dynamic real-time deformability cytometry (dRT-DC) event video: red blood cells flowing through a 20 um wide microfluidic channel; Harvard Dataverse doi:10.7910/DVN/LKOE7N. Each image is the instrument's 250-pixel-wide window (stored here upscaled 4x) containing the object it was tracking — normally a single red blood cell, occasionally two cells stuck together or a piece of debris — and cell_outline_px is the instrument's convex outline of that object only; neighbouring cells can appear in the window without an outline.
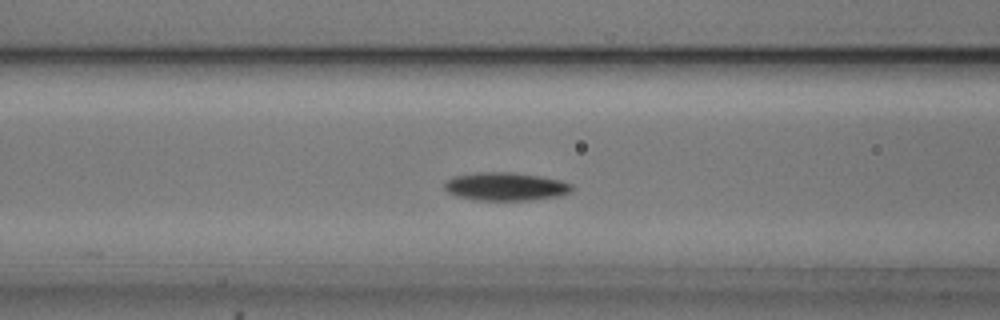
{"species": "common noctule bat (a hibernating species)", "species_latin": "Nyctalus noctula", "temperature_condition": "cold", "stored_images_in_passage": 25, "camera_frame_rate_fps": 3000, "um_per_image_px": 0.085, "animal": {"sex": "male", "body_mass_g": 20.5, "forearm_length_mm": 52.5}, "frame": {"image": 1, "passage_image": 11, "time_ms": 3.333, "image_size_px": [1000, 320], "cell_outline_px": [[572, 192], [560, 196], [528, 200], [476, 200], [456, 196], [448, 192], [444, 188], [444, 184], [452, 176], [476, 172], [512, 172], [540, 176], [560, 180], [572, 184]], "centroid_in_image_um": [42.97, 15.85], "position_along_channel_um": 123.6, "area_um2": 21.04}}
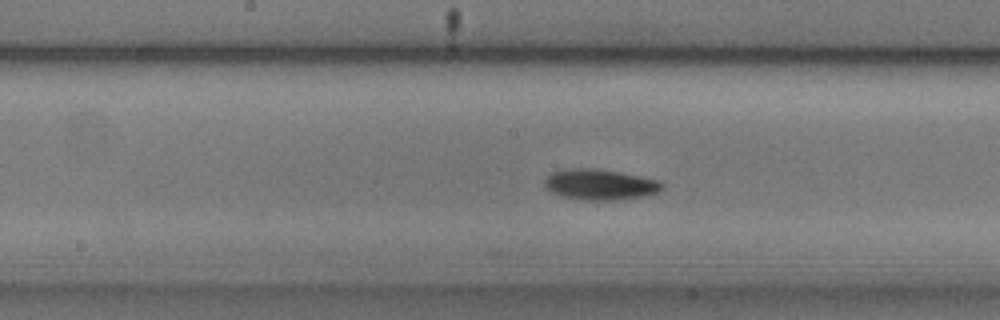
{"frame": {"image": 2, "passage_image": 17, "time_ms": 5.333, "image_size_px": [1000, 320], "cell_outline_px": [[664, 188], [656, 192], [644, 196], [620, 200], [580, 200], [560, 196], [552, 192], [544, 184], [544, 180], [552, 172], [568, 168], [596, 168], [620, 172], [660, 180], [664, 184]], "centroid_in_image_um": [51.01, 15.68], "position_along_channel_um": 197.2, "area_um2": 21.21}}
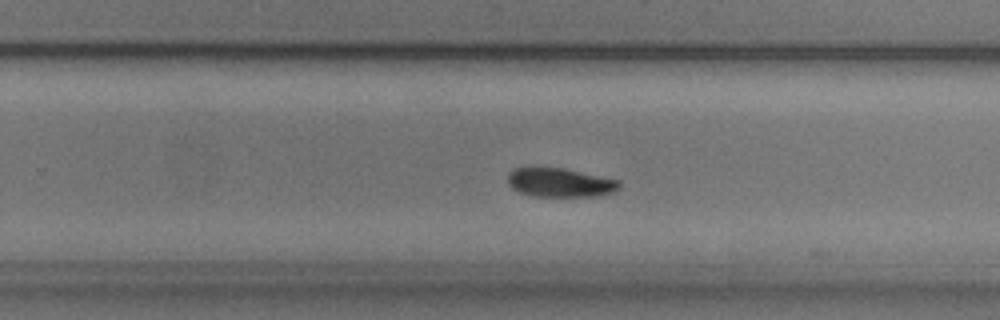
{"frame": {"image": 3, "passage_image": 24, "time_ms": 7.667, "image_size_px": [1000, 320], "cell_outline_px": [[620, 188], [616, 192], [600, 196], [536, 196], [520, 192], [512, 188], [508, 184], [508, 172], [512, 168], [532, 164], [560, 168], [620, 180]], "centroid_in_image_um": [47.55, 15.48], "position_along_channel_um": 282.3, "area_um2": 19.42}}